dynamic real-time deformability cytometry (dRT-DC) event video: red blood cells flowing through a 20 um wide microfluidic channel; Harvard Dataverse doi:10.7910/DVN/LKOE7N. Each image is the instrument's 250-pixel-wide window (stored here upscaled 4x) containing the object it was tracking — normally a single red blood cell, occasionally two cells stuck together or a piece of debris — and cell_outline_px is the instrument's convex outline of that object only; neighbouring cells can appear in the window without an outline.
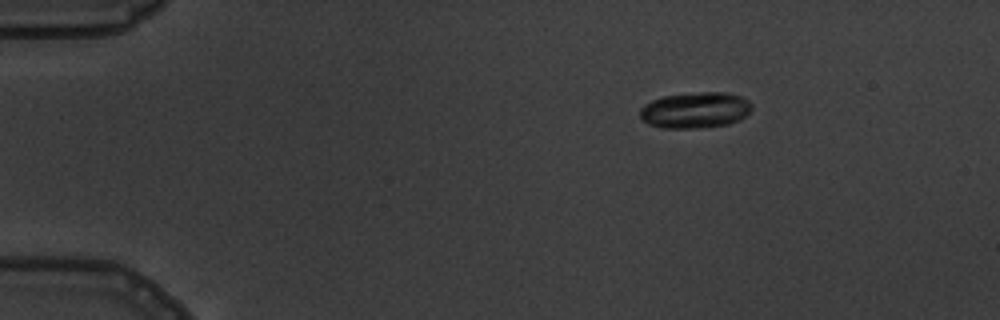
{"species": "common noctule bat (a hibernating species)", "species_latin": "Nyctalus noctula", "temperature_condition": "warm", "stored_images_in_passage": 3, "camera_frame_rate_fps": 3000, "um_per_image_px": 0.085, "animal": {"sex": "male", "body_mass_g": 19.5, "forearm_length_mm": 54.6}, "frame": {"image": 1, "passage_image": 1, "time_ms": 0.0, "image_size_px": [1000, 320], "cell_outline_px": [[752, 108], [740, 120], [728, 124], [696, 128], [660, 128], [648, 124], [640, 116], [640, 108], [644, 104], [652, 100], [664, 96], [700, 92], [724, 92], [740, 96], [748, 100], [752, 104]], "centroid_in_image_um": [59.08, 9.36], "position_along_channel_um": 25.9, "area_um2": 23.41}}